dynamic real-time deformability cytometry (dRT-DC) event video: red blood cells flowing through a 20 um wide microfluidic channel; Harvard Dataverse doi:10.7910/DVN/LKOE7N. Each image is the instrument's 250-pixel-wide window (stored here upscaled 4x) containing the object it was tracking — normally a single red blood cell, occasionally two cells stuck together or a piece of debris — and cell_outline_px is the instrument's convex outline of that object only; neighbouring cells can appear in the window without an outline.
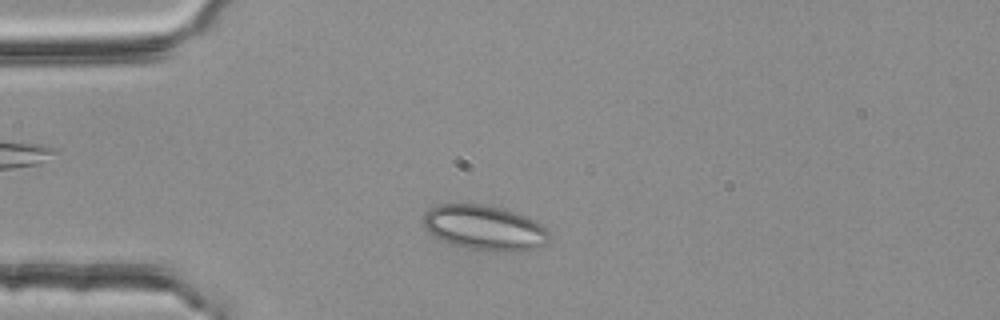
{"species": "common noctule bat (a hibernating species)", "species_latin": "Nyctalus noctula", "temperature_condition": "room temperature", "stored_images_in_passage": 40, "camera_frame_rate_fps": 3000, "um_per_image_px": 0.085, "animal": {"sex": "female", "body_mass_g": 25.1}, "frame": {"image": 1, "passage_image": 3, "time_ms": 0.667, "image_size_px": [1000, 320], "cell_outline_px": [[548, 240], [540, 248], [524, 252], [496, 252], [468, 248], [452, 244], [428, 232], [424, 224], [424, 212], [440, 204], [480, 204], [500, 208], [524, 216], [540, 224], [548, 232]], "centroid_in_image_um": [41.2, 19.39], "position_along_channel_um": 43.8, "area_um2": 32.71}}
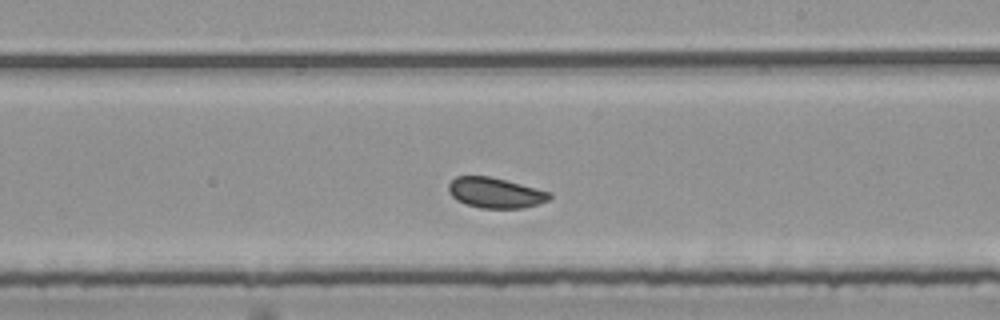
{"frame": {"image": 2, "passage_image": 21, "time_ms": 6.667, "image_size_px": [1000, 320], "cell_outline_px": [[552, 196], [548, 200], [540, 204], [524, 208], [480, 208], [464, 204], [456, 200], [448, 192], [448, 184], [456, 176], [488, 176], [552, 192]], "centroid_in_image_um": [42.1, 16.4], "position_along_channel_um": 246.9, "area_um2": 17.98}}
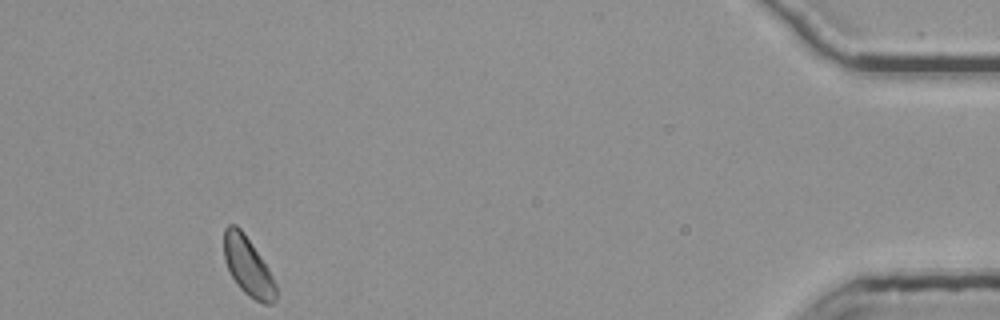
{"frame": {"image": 3, "passage_image": 40, "time_ms": 13.0, "image_size_px": [1000, 320], "cell_outline_px": [[276, 300], [272, 304], [264, 304], [248, 296], [236, 284], [224, 260], [224, 228], [228, 224], [236, 224], [244, 232], [268, 268], [276, 284]], "centroid_in_image_um": [21.07, 22.64], "position_along_channel_um": 414.1, "area_um2": 17.74}, "authors_computed_cell_mechanics": {"area_um2": 18.207, "velocity_mm_per_s": 3.7391, "shape_relaxation_time_tau1_ms": null, "shape_relaxation_time_tau2_ms": 1.162, "deformation_change_tau1": null, "deformation_change_tau2": 0.0585}}